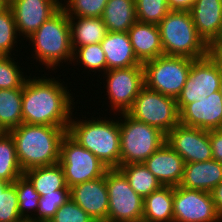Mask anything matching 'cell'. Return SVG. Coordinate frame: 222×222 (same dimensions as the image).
<instances>
[{
	"label": "cell",
	"instance_id": "15",
	"mask_svg": "<svg viewBox=\"0 0 222 222\" xmlns=\"http://www.w3.org/2000/svg\"><path fill=\"white\" fill-rule=\"evenodd\" d=\"M19 36L30 37L61 8L59 0H9Z\"/></svg>",
	"mask_w": 222,
	"mask_h": 222
},
{
	"label": "cell",
	"instance_id": "36",
	"mask_svg": "<svg viewBox=\"0 0 222 222\" xmlns=\"http://www.w3.org/2000/svg\"><path fill=\"white\" fill-rule=\"evenodd\" d=\"M18 35L12 10L8 7L0 14V56H12Z\"/></svg>",
	"mask_w": 222,
	"mask_h": 222
},
{
	"label": "cell",
	"instance_id": "8",
	"mask_svg": "<svg viewBox=\"0 0 222 222\" xmlns=\"http://www.w3.org/2000/svg\"><path fill=\"white\" fill-rule=\"evenodd\" d=\"M132 118L154 126L167 134L180 124L176 98L144 86L127 112Z\"/></svg>",
	"mask_w": 222,
	"mask_h": 222
},
{
	"label": "cell",
	"instance_id": "37",
	"mask_svg": "<svg viewBox=\"0 0 222 222\" xmlns=\"http://www.w3.org/2000/svg\"><path fill=\"white\" fill-rule=\"evenodd\" d=\"M19 202L14 183H8L0 191V222H21Z\"/></svg>",
	"mask_w": 222,
	"mask_h": 222
},
{
	"label": "cell",
	"instance_id": "17",
	"mask_svg": "<svg viewBox=\"0 0 222 222\" xmlns=\"http://www.w3.org/2000/svg\"><path fill=\"white\" fill-rule=\"evenodd\" d=\"M180 124L210 131L222 129V95L212 93L201 101L187 104L180 111Z\"/></svg>",
	"mask_w": 222,
	"mask_h": 222
},
{
	"label": "cell",
	"instance_id": "21",
	"mask_svg": "<svg viewBox=\"0 0 222 222\" xmlns=\"http://www.w3.org/2000/svg\"><path fill=\"white\" fill-rule=\"evenodd\" d=\"M100 44L105 53L107 71L142 64L133 51L128 32H107Z\"/></svg>",
	"mask_w": 222,
	"mask_h": 222
},
{
	"label": "cell",
	"instance_id": "3",
	"mask_svg": "<svg viewBox=\"0 0 222 222\" xmlns=\"http://www.w3.org/2000/svg\"><path fill=\"white\" fill-rule=\"evenodd\" d=\"M70 120L67 133L85 149L94 154L109 169L120 167L119 119L92 117ZM89 119V120H88ZM76 120V121H75ZM82 120V121H81Z\"/></svg>",
	"mask_w": 222,
	"mask_h": 222
},
{
	"label": "cell",
	"instance_id": "13",
	"mask_svg": "<svg viewBox=\"0 0 222 222\" xmlns=\"http://www.w3.org/2000/svg\"><path fill=\"white\" fill-rule=\"evenodd\" d=\"M173 222H221L210 192L174 187Z\"/></svg>",
	"mask_w": 222,
	"mask_h": 222
},
{
	"label": "cell",
	"instance_id": "33",
	"mask_svg": "<svg viewBox=\"0 0 222 222\" xmlns=\"http://www.w3.org/2000/svg\"><path fill=\"white\" fill-rule=\"evenodd\" d=\"M137 21L158 25L171 10L167 0H135Z\"/></svg>",
	"mask_w": 222,
	"mask_h": 222
},
{
	"label": "cell",
	"instance_id": "40",
	"mask_svg": "<svg viewBox=\"0 0 222 222\" xmlns=\"http://www.w3.org/2000/svg\"><path fill=\"white\" fill-rule=\"evenodd\" d=\"M195 0H167L171 10L190 11Z\"/></svg>",
	"mask_w": 222,
	"mask_h": 222
},
{
	"label": "cell",
	"instance_id": "29",
	"mask_svg": "<svg viewBox=\"0 0 222 222\" xmlns=\"http://www.w3.org/2000/svg\"><path fill=\"white\" fill-rule=\"evenodd\" d=\"M23 173L12 136L8 132H2L0 134V180L14 183Z\"/></svg>",
	"mask_w": 222,
	"mask_h": 222
},
{
	"label": "cell",
	"instance_id": "27",
	"mask_svg": "<svg viewBox=\"0 0 222 222\" xmlns=\"http://www.w3.org/2000/svg\"><path fill=\"white\" fill-rule=\"evenodd\" d=\"M23 88L0 89V130L8 132L23 123Z\"/></svg>",
	"mask_w": 222,
	"mask_h": 222
},
{
	"label": "cell",
	"instance_id": "46",
	"mask_svg": "<svg viewBox=\"0 0 222 222\" xmlns=\"http://www.w3.org/2000/svg\"><path fill=\"white\" fill-rule=\"evenodd\" d=\"M219 92H220L221 95H222V79H221V83H220V89H219Z\"/></svg>",
	"mask_w": 222,
	"mask_h": 222
},
{
	"label": "cell",
	"instance_id": "39",
	"mask_svg": "<svg viewBox=\"0 0 222 222\" xmlns=\"http://www.w3.org/2000/svg\"><path fill=\"white\" fill-rule=\"evenodd\" d=\"M209 140L213 159L222 163V129L210 130Z\"/></svg>",
	"mask_w": 222,
	"mask_h": 222
},
{
	"label": "cell",
	"instance_id": "25",
	"mask_svg": "<svg viewBox=\"0 0 222 222\" xmlns=\"http://www.w3.org/2000/svg\"><path fill=\"white\" fill-rule=\"evenodd\" d=\"M102 20L108 32H128L137 21L135 0H108Z\"/></svg>",
	"mask_w": 222,
	"mask_h": 222
},
{
	"label": "cell",
	"instance_id": "45",
	"mask_svg": "<svg viewBox=\"0 0 222 222\" xmlns=\"http://www.w3.org/2000/svg\"><path fill=\"white\" fill-rule=\"evenodd\" d=\"M216 41H222V30H221V33H220V35H219V37L217 38Z\"/></svg>",
	"mask_w": 222,
	"mask_h": 222
},
{
	"label": "cell",
	"instance_id": "5",
	"mask_svg": "<svg viewBox=\"0 0 222 222\" xmlns=\"http://www.w3.org/2000/svg\"><path fill=\"white\" fill-rule=\"evenodd\" d=\"M163 54L201 59L210 47L198 35L190 11L170 10L157 25Z\"/></svg>",
	"mask_w": 222,
	"mask_h": 222
},
{
	"label": "cell",
	"instance_id": "19",
	"mask_svg": "<svg viewBox=\"0 0 222 222\" xmlns=\"http://www.w3.org/2000/svg\"><path fill=\"white\" fill-rule=\"evenodd\" d=\"M190 13L198 35L210 47L222 30V0H195Z\"/></svg>",
	"mask_w": 222,
	"mask_h": 222
},
{
	"label": "cell",
	"instance_id": "9",
	"mask_svg": "<svg viewBox=\"0 0 222 222\" xmlns=\"http://www.w3.org/2000/svg\"><path fill=\"white\" fill-rule=\"evenodd\" d=\"M59 164L64 171L65 181L69 188L102 177L109 169L68 133L61 142Z\"/></svg>",
	"mask_w": 222,
	"mask_h": 222
},
{
	"label": "cell",
	"instance_id": "30",
	"mask_svg": "<svg viewBox=\"0 0 222 222\" xmlns=\"http://www.w3.org/2000/svg\"><path fill=\"white\" fill-rule=\"evenodd\" d=\"M14 186L19 202V214L23 220L31 221L37 213L40 195L24 174L14 182ZM29 213L32 214L29 215Z\"/></svg>",
	"mask_w": 222,
	"mask_h": 222
},
{
	"label": "cell",
	"instance_id": "24",
	"mask_svg": "<svg viewBox=\"0 0 222 222\" xmlns=\"http://www.w3.org/2000/svg\"><path fill=\"white\" fill-rule=\"evenodd\" d=\"M174 187L162 186L143 200L144 222H173Z\"/></svg>",
	"mask_w": 222,
	"mask_h": 222
},
{
	"label": "cell",
	"instance_id": "32",
	"mask_svg": "<svg viewBox=\"0 0 222 222\" xmlns=\"http://www.w3.org/2000/svg\"><path fill=\"white\" fill-rule=\"evenodd\" d=\"M70 198V188L54 190L53 193L40 196L37 214L30 222H48Z\"/></svg>",
	"mask_w": 222,
	"mask_h": 222
},
{
	"label": "cell",
	"instance_id": "12",
	"mask_svg": "<svg viewBox=\"0 0 222 222\" xmlns=\"http://www.w3.org/2000/svg\"><path fill=\"white\" fill-rule=\"evenodd\" d=\"M106 75V76H105ZM106 89L110 107L116 114L127 113L145 86L143 64L106 71ZM116 111V112H115Z\"/></svg>",
	"mask_w": 222,
	"mask_h": 222
},
{
	"label": "cell",
	"instance_id": "31",
	"mask_svg": "<svg viewBox=\"0 0 222 222\" xmlns=\"http://www.w3.org/2000/svg\"><path fill=\"white\" fill-rule=\"evenodd\" d=\"M74 61L77 64L79 63V65L81 63L84 65L81 67H85L92 72L97 70L98 72L102 71L104 74L107 71L106 57L100 43L77 47L73 51L72 62L74 63Z\"/></svg>",
	"mask_w": 222,
	"mask_h": 222
},
{
	"label": "cell",
	"instance_id": "18",
	"mask_svg": "<svg viewBox=\"0 0 222 222\" xmlns=\"http://www.w3.org/2000/svg\"><path fill=\"white\" fill-rule=\"evenodd\" d=\"M143 163L162 186H179L185 162L166 142Z\"/></svg>",
	"mask_w": 222,
	"mask_h": 222
},
{
	"label": "cell",
	"instance_id": "22",
	"mask_svg": "<svg viewBox=\"0 0 222 222\" xmlns=\"http://www.w3.org/2000/svg\"><path fill=\"white\" fill-rule=\"evenodd\" d=\"M130 42L137 59L143 64L163 54L158 26L136 21L128 30Z\"/></svg>",
	"mask_w": 222,
	"mask_h": 222
},
{
	"label": "cell",
	"instance_id": "26",
	"mask_svg": "<svg viewBox=\"0 0 222 222\" xmlns=\"http://www.w3.org/2000/svg\"><path fill=\"white\" fill-rule=\"evenodd\" d=\"M33 184L40 196L67 187L64 171L59 163L29 169L23 173Z\"/></svg>",
	"mask_w": 222,
	"mask_h": 222
},
{
	"label": "cell",
	"instance_id": "44",
	"mask_svg": "<svg viewBox=\"0 0 222 222\" xmlns=\"http://www.w3.org/2000/svg\"><path fill=\"white\" fill-rule=\"evenodd\" d=\"M7 182L1 181L0 180V191H3V188L7 185Z\"/></svg>",
	"mask_w": 222,
	"mask_h": 222
},
{
	"label": "cell",
	"instance_id": "11",
	"mask_svg": "<svg viewBox=\"0 0 222 222\" xmlns=\"http://www.w3.org/2000/svg\"><path fill=\"white\" fill-rule=\"evenodd\" d=\"M222 69L219 62L209 53L192 62L186 83L176 98L179 112L192 102L201 101L219 91Z\"/></svg>",
	"mask_w": 222,
	"mask_h": 222
},
{
	"label": "cell",
	"instance_id": "43",
	"mask_svg": "<svg viewBox=\"0 0 222 222\" xmlns=\"http://www.w3.org/2000/svg\"><path fill=\"white\" fill-rule=\"evenodd\" d=\"M9 7V0H0V14Z\"/></svg>",
	"mask_w": 222,
	"mask_h": 222
},
{
	"label": "cell",
	"instance_id": "28",
	"mask_svg": "<svg viewBox=\"0 0 222 222\" xmlns=\"http://www.w3.org/2000/svg\"><path fill=\"white\" fill-rule=\"evenodd\" d=\"M118 169L126 176L129 185L142 198H145L162 187V184L154 174L148 170L144 163L120 165Z\"/></svg>",
	"mask_w": 222,
	"mask_h": 222
},
{
	"label": "cell",
	"instance_id": "6",
	"mask_svg": "<svg viewBox=\"0 0 222 222\" xmlns=\"http://www.w3.org/2000/svg\"><path fill=\"white\" fill-rule=\"evenodd\" d=\"M116 115L122 116L119 117L120 165L143 163L166 142V134L160 129L136 120L128 113Z\"/></svg>",
	"mask_w": 222,
	"mask_h": 222
},
{
	"label": "cell",
	"instance_id": "34",
	"mask_svg": "<svg viewBox=\"0 0 222 222\" xmlns=\"http://www.w3.org/2000/svg\"><path fill=\"white\" fill-rule=\"evenodd\" d=\"M61 9L68 17H102L108 0H66Z\"/></svg>",
	"mask_w": 222,
	"mask_h": 222
},
{
	"label": "cell",
	"instance_id": "38",
	"mask_svg": "<svg viewBox=\"0 0 222 222\" xmlns=\"http://www.w3.org/2000/svg\"><path fill=\"white\" fill-rule=\"evenodd\" d=\"M48 222H96L69 198Z\"/></svg>",
	"mask_w": 222,
	"mask_h": 222
},
{
	"label": "cell",
	"instance_id": "16",
	"mask_svg": "<svg viewBox=\"0 0 222 222\" xmlns=\"http://www.w3.org/2000/svg\"><path fill=\"white\" fill-rule=\"evenodd\" d=\"M70 198L96 222H107L109 196L106 173L97 179L72 186Z\"/></svg>",
	"mask_w": 222,
	"mask_h": 222
},
{
	"label": "cell",
	"instance_id": "20",
	"mask_svg": "<svg viewBox=\"0 0 222 222\" xmlns=\"http://www.w3.org/2000/svg\"><path fill=\"white\" fill-rule=\"evenodd\" d=\"M221 182L222 163L211 159L203 162L185 163L179 186L211 193Z\"/></svg>",
	"mask_w": 222,
	"mask_h": 222
},
{
	"label": "cell",
	"instance_id": "23",
	"mask_svg": "<svg viewBox=\"0 0 222 222\" xmlns=\"http://www.w3.org/2000/svg\"><path fill=\"white\" fill-rule=\"evenodd\" d=\"M70 24L71 47L101 43L107 34L102 17H68ZM76 20V22H75Z\"/></svg>",
	"mask_w": 222,
	"mask_h": 222
},
{
	"label": "cell",
	"instance_id": "4",
	"mask_svg": "<svg viewBox=\"0 0 222 222\" xmlns=\"http://www.w3.org/2000/svg\"><path fill=\"white\" fill-rule=\"evenodd\" d=\"M27 40L33 43L32 47L35 54L32 56H35L36 61L44 64L46 69L56 70L57 66L68 61L72 64L73 50L69 18L61 8Z\"/></svg>",
	"mask_w": 222,
	"mask_h": 222
},
{
	"label": "cell",
	"instance_id": "7",
	"mask_svg": "<svg viewBox=\"0 0 222 222\" xmlns=\"http://www.w3.org/2000/svg\"><path fill=\"white\" fill-rule=\"evenodd\" d=\"M194 59L161 55L143 63L145 86L177 98L183 89Z\"/></svg>",
	"mask_w": 222,
	"mask_h": 222
},
{
	"label": "cell",
	"instance_id": "41",
	"mask_svg": "<svg viewBox=\"0 0 222 222\" xmlns=\"http://www.w3.org/2000/svg\"><path fill=\"white\" fill-rule=\"evenodd\" d=\"M211 194L213 201L215 202L218 215L222 221V182L213 189Z\"/></svg>",
	"mask_w": 222,
	"mask_h": 222
},
{
	"label": "cell",
	"instance_id": "2",
	"mask_svg": "<svg viewBox=\"0 0 222 222\" xmlns=\"http://www.w3.org/2000/svg\"><path fill=\"white\" fill-rule=\"evenodd\" d=\"M8 133L14 140L23 172L59 163L61 142L67 133L64 128L22 123Z\"/></svg>",
	"mask_w": 222,
	"mask_h": 222
},
{
	"label": "cell",
	"instance_id": "14",
	"mask_svg": "<svg viewBox=\"0 0 222 222\" xmlns=\"http://www.w3.org/2000/svg\"><path fill=\"white\" fill-rule=\"evenodd\" d=\"M166 143L183 158L185 163L213 159L209 131L179 124L166 134Z\"/></svg>",
	"mask_w": 222,
	"mask_h": 222
},
{
	"label": "cell",
	"instance_id": "1",
	"mask_svg": "<svg viewBox=\"0 0 222 222\" xmlns=\"http://www.w3.org/2000/svg\"><path fill=\"white\" fill-rule=\"evenodd\" d=\"M59 81L55 77L47 78L44 75L34 76L33 79L28 76L23 85V123L51 125L68 130L75 102L67 85Z\"/></svg>",
	"mask_w": 222,
	"mask_h": 222
},
{
	"label": "cell",
	"instance_id": "42",
	"mask_svg": "<svg viewBox=\"0 0 222 222\" xmlns=\"http://www.w3.org/2000/svg\"><path fill=\"white\" fill-rule=\"evenodd\" d=\"M210 54L219 62L222 69V41H215L210 46Z\"/></svg>",
	"mask_w": 222,
	"mask_h": 222
},
{
	"label": "cell",
	"instance_id": "10",
	"mask_svg": "<svg viewBox=\"0 0 222 222\" xmlns=\"http://www.w3.org/2000/svg\"><path fill=\"white\" fill-rule=\"evenodd\" d=\"M106 186L109 196L107 222L142 221L144 198L134 191L118 168L106 171Z\"/></svg>",
	"mask_w": 222,
	"mask_h": 222
},
{
	"label": "cell",
	"instance_id": "35",
	"mask_svg": "<svg viewBox=\"0 0 222 222\" xmlns=\"http://www.w3.org/2000/svg\"><path fill=\"white\" fill-rule=\"evenodd\" d=\"M14 60L13 56H0V89L23 88L28 78Z\"/></svg>",
	"mask_w": 222,
	"mask_h": 222
}]
</instances>
